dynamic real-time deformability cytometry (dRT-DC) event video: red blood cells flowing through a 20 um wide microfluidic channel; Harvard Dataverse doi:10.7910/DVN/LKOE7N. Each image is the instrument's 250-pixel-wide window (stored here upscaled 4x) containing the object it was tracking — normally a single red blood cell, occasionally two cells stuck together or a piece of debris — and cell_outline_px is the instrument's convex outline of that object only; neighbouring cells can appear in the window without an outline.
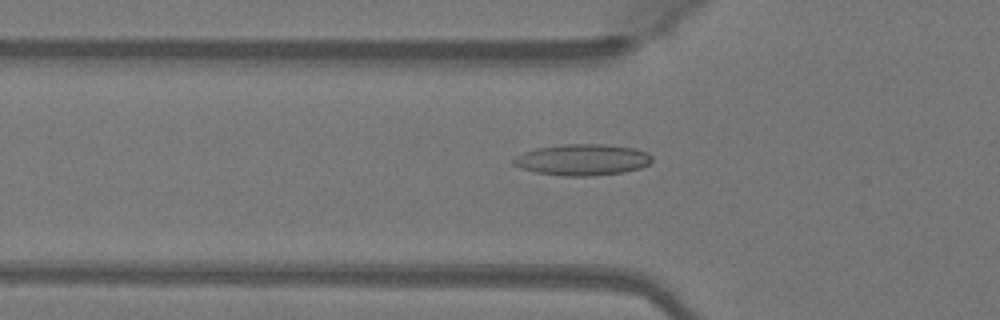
{"species": "Egyptian fruit bat (a non-hibernating species)", "species_latin": "Rousettus aegyptiacus", "temperature_condition": "warm", "stored_images_in_passage": 29, "camera_frame_rate_fps": 3000, "um_per_image_px": 0.085, "animal": {"sex": "female"}, "frame": {"image": 1, "passage_image": 2, "time_ms": 0.333, "image_size_px": [1000, 320], "cell_outline_px": [[652, 160], [648, 164], [640, 168], [624, 172], [592, 176], [560, 176], [536, 172], [520, 168], [512, 164], [512, 160], [516, 156], [524, 152], [536, 148], [564, 144], [604, 144], [636, 148], [648, 152], [652, 156]], "centroid_in_image_um": [49.51, 13.58], "position_along_channel_um": 76.3, "area_um2": 25.43}}
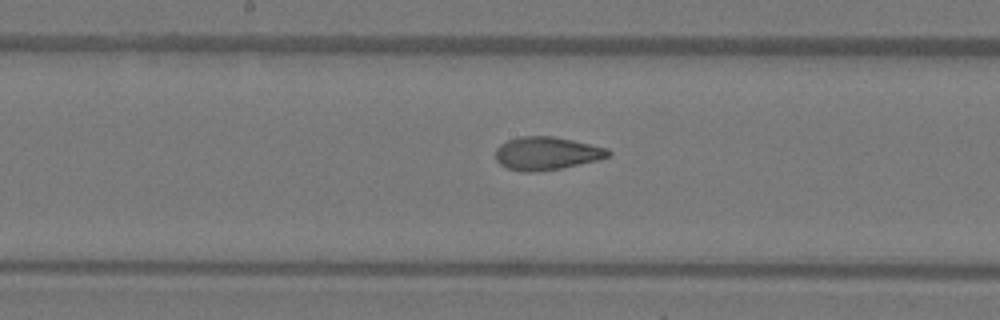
{"frame": {"image": 2, "passage_image": 11, "time_ms": 3.333, "image_size_px": [1000, 320], "cell_outline_px": [[612, 152], [608, 156], [600, 160], [560, 168], [532, 172], [524, 172], [508, 168], [500, 164], [496, 160], [496, 148], [500, 144], [508, 140], [520, 136], [552, 136], [572, 140], [608, 148]], "centroid_in_image_um": [46.47, 13.03], "position_along_channel_um": 201.7, "area_um2": 21.68}}
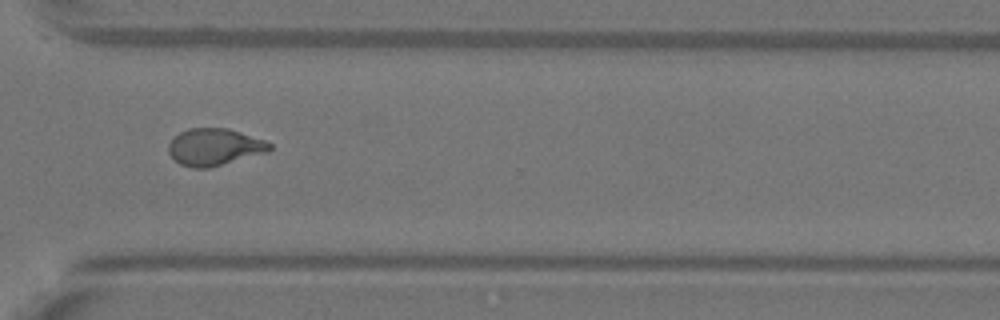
{"frame": {"image": 3, "passage_image": 22, "time_ms": 7.0, "image_size_px": [1000, 320], "cell_outline_px": [[272, 148], [268, 152], [208, 168], [192, 168], [180, 164], [168, 152], [168, 144], [180, 132], [188, 128], [228, 128], [264, 140], [272, 144]], "centroid_in_image_um": [18.23, 12.49], "position_along_channel_um": 352.4, "area_um2": 21.68}, "authors_computed_cell_mechanics": {"area_um2": 21.9062, "velocity_mm_per_s": 4.1224, "shape_relaxation_time_tau1_ms": 9.8754, "shape_relaxation_time_tau2_ms": 1.124, "deformation_change_tau1": 0.2756, "deformation_change_tau2": 0.0774}}